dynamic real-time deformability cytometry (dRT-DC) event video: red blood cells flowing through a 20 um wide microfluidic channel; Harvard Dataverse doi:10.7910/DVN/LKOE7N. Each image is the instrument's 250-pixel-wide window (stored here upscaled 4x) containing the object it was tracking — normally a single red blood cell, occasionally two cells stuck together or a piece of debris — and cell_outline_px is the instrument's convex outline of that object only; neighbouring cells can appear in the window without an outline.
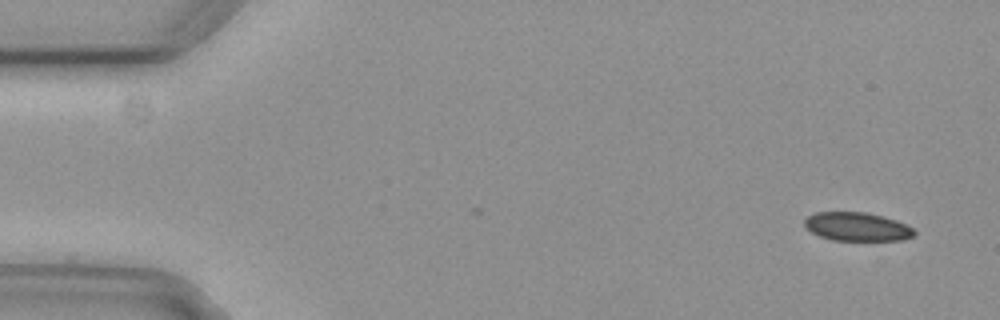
{"species": "common noctule bat (a hibernating species)", "species_latin": "Nyctalus noctula", "temperature_condition": "cold", "stored_images_in_passage": 5, "camera_frame_rate_fps": 3000, "um_per_image_px": 0.085, "animal": {"sex": "female", "body_mass_g": 29.2, "forearm_length_mm": 56.3}, "frame": {"image": 1, "passage_image": 1, "time_ms": 0.0, "image_size_px": [1000, 320], "cell_outline_px": [[916, 232], [912, 236], [904, 240], [832, 240], [820, 236], [812, 232], [804, 224], [804, 220], [808, 216], [816, 212], [864, 212], [884, 216], [908, 224]], "centroid_in_image_um": [72.88, 19.26], "position_along_channel_um": 12.1, "area_um2": 18.26}}
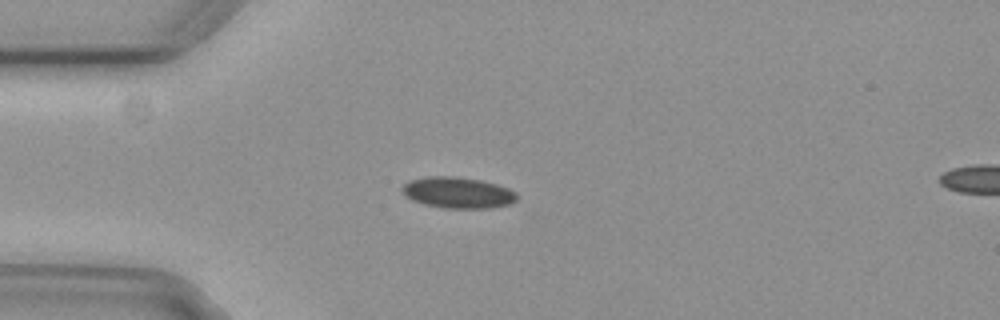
{"frame": {"image": 2, "passage_image": 4, "time_ms": 1.0, "image_size_px": [1000, 320], "cell_outline_px": [[516, 200], [508, 204], [492, 208], [444, 208], [424, 204], [412, 200], [404, 196], [400, 188], [408, 180], [428, 176], [452, 176], [480, 180], [496, 184], [508, 188], [516, 192]], "centroid_in_image_um": [38.86, 16.37], "position_along_channel_um": 46.1, "area_um2": 20.87}}